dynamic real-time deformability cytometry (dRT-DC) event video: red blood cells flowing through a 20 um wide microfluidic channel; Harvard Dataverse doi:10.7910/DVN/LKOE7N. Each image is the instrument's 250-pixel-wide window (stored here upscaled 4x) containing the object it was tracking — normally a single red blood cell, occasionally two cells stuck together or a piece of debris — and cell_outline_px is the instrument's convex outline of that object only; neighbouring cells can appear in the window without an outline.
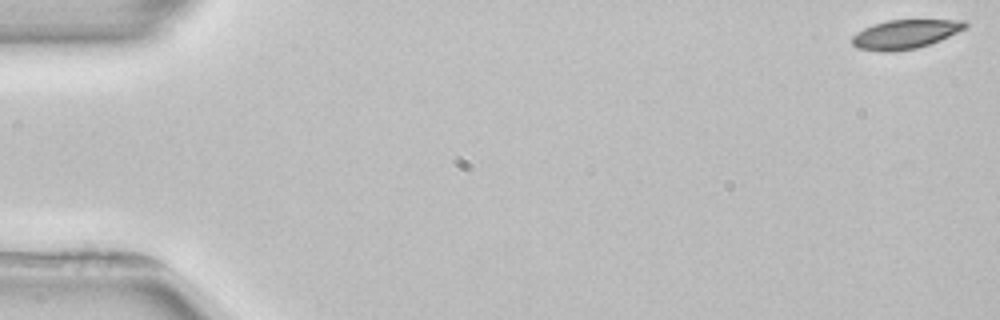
{"species": "common noctule bat (a hibernating species)", "species_latin": "Nyctalus noctula", "temperature_condition": "room temperature", "stored_images_in_passage": 5, "camera_frame_rate_fps": 3000, "um_per_image_px": 0.085, "animal": {"sex": "female", "body_mass_g": 22.7, "forearm_length_mm": 54.2}, "frame": {"image": 1, "passage_image": 1, "time_ms": 0.0, "image_size_px": [1000, 320], "cell_outline_px": [[968, 28], [940, 40], [916, 48], [892, 52], [880, 52], [856, 48], [852, 44], [852, 36], [856, 32], [864, 28], [888, 20], [964, 20], [968, 24]], "centroid_in_image_um": [76.94, 2.91], "position_along_channel_um": 8.1, "area_um2": 19.19}}
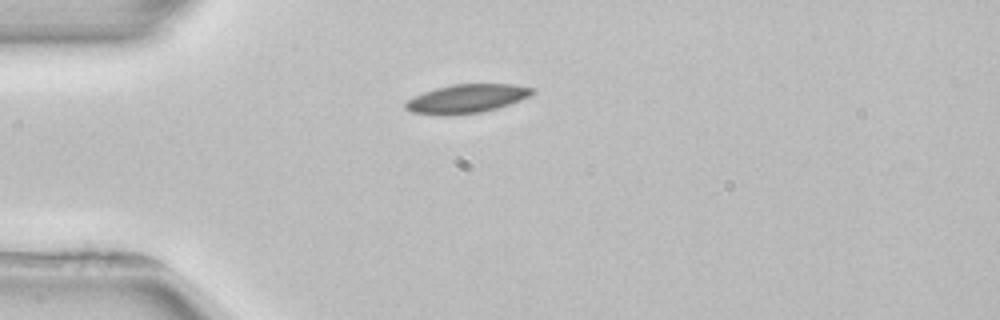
{"frame": {"image": 2, "passage_image": 4, "time_ms": 4.333, "image_size_px": [1000, 320], "cell_outline_px": [[536, 92], [520, 100], [496, 108], [480, 112], [448, 116], [444, 116], [412, 112], [404, 108], [404, 104], [408, 100], [424, 92], [436, 88], [452, 84], [516, 84], [536, 88]], "centroid_in_image_um": [39.68, 8.38], "position_along_channel_um": 45.3, "area_um2": 21.21}}
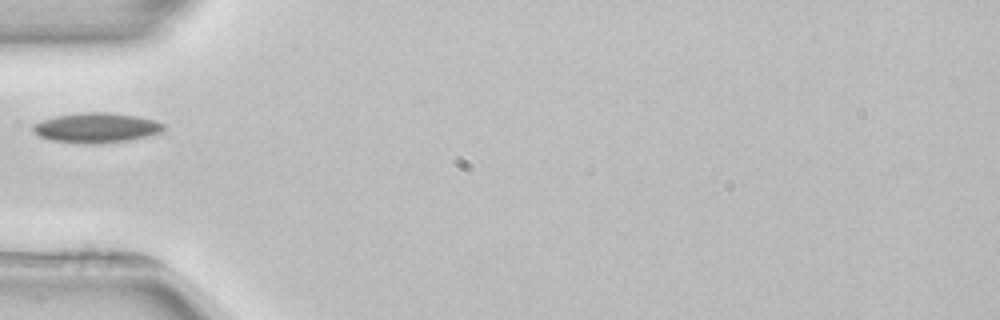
{"frame": {"image": 3, "passage_image": 5, "time_ms": 5.667, "image_size_px": [1000, 320], "cell_outline_px": [[164, 132], [148, 136], [128, 140], [96, 144], [52, 140], [40, 136], [32, 132], [32, 124], [56, 116], [84, 112], [108, 112], [136, 116], [156, 120], [164, 124]], "centroid_in_image_um": [8.22, 10.85], "position_along_channel_um": 76.8, "area_um2": 22.66}}